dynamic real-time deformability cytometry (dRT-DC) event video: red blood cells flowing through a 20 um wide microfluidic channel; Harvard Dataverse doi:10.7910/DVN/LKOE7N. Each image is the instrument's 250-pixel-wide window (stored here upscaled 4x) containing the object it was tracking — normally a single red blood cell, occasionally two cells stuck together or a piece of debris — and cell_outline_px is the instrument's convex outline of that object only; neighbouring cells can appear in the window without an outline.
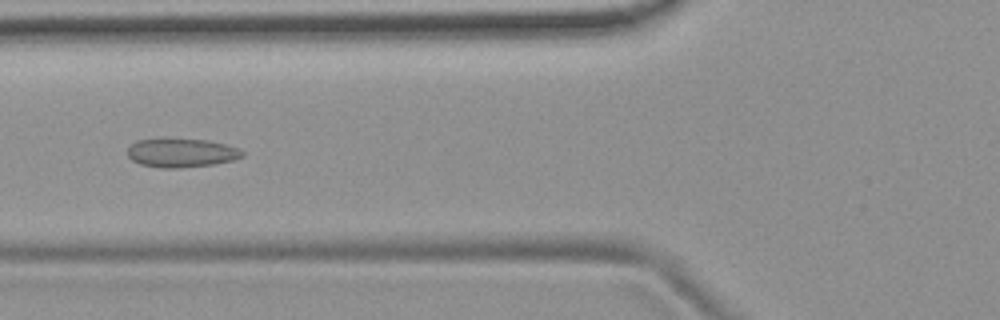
{"species": "common noctule bat (a hibernating species)", "species_latin": "Nyctalus noctula", "temperature_condition": "room temperature", "stored_images_in_passage": 44, "camera_frame_rate_fps": 3000, "um_per_image_px": 0.085, "animal": {"sex": "female", "body_mass_g": 19.9}, "frame": {"image": 1, "passage_image": 10, "time_ms": 3.0, "image_size_px": [1000, 320], "cell_outline_px": [[244, 156], [232, 160], [212, 164], [180, 168], [160, 168], [140, 164], [132, 160], [128, 156], [128, 148], [136, 140], [160, 136], [164, 136], [208, 140], [240, 148], [244, 152]], "centroid_in_image_um": [15.38, 12.94], "position_along_channel_um": 110.4, "area_um2": 20.0}}
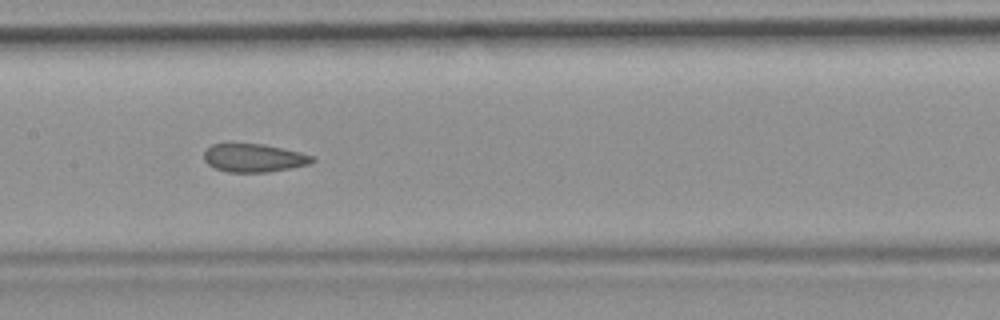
{"frame": {"image": 2, "passage_image": 16, "time_ms": 5.0, "image_size_px": [1000, 320], "cell_outline_px": [[316, 160], [312, 164], [268, 172], [228, 172], [216, 168], [208, 164], [204, 160], [204, 152], [212, 144], [228, 140], [264, 144], [300, 152], [312, 156]], "centroid_in_image_um": [21.54, 13.37], "position_along_channel_um": 185.9, "area_um2": 18.5}}
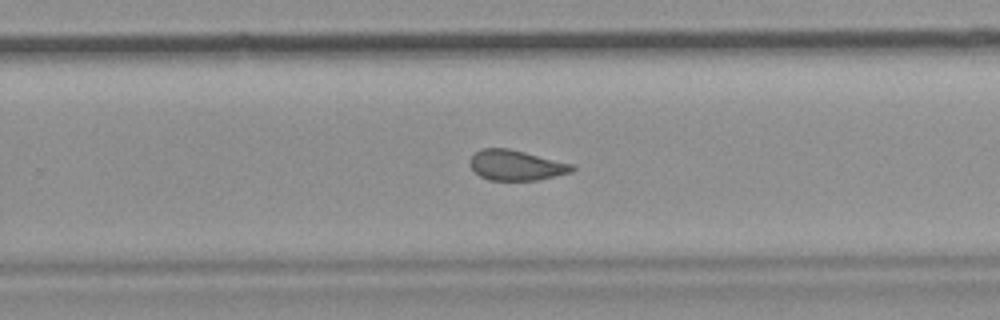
{"frame": {"image": 3, "passage_image": 24, "time_ms": 7.667, "image_size_px": [1000, 320], "cell_outline_px": [[576, 168], [572, 172], [536, 180], [488, 180], [480, 176], [468, 164], [468, 160], [480, 148], [508, 148], [572, 164]], "centroid_in_image_um": [43.83, 14.04], "position_along_channel_um": 286.0, "area_um2": 17.92}}